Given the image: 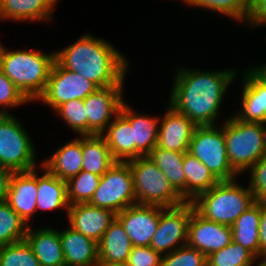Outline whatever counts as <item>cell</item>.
Listing matches in <instances>:
<instances>
[{
	"mask_svg": "<svg viewBox=\"0 0 266 266\" xmlns=\"http://www.w3.org/2000/svg\"><path fill=\"white\" fill-rule=\"evenodd\" d=\"M176 68L168 103L186 115L196 126L217 125L222 112L220 105L230 84L237 78V70L228 68L204 71L182 66Z\"/></svg>",
	"mask_w": 266,
	"mask_h": 266,
	"instance_id": "obj_1",
	"label": "cell"
},
{
	"mask_svg": "<svg viewBox=\"0 0 266 266\" xmlns=\"http://www.w3.org/2000/svg\"><path fill=\"white\" fill-rule=\"evenodd\" d=\"M55 60L65 69L83 75L100 88L125 86L129 61L107 40L86 33L74 43L55 50Z\"/></svg>",
	"mask_w": 266,
	"mask_h": 266,
	"instance_id": "obj_2",
	"label": "cell"
},
{
	"mask_svg": "<svg viewBox=\"0 0 266 266\" xmlns=\"http://www.w3.org/2000/svg\"><path fill=\"white\" fill-rule=\"evenodd\" d=\"M54 62L55 51L0 47L1 70L30 102H36L44 92Z\"/></svg>",
	"mask_w": 266,
	"mask_h": 266,
	"instance_id": "obj_3",
	"label": "cell"
},
{
	"mask_svg": "<svg viewBox=\"0 0 266 266\" xmlns=\"http://www.w3.org/2000/svg\"><path fill=\"white\" fill-rule=\"evenodd\" d=\"M235 180L219 181L210 190L198 195L191 202L195 211L209 221L232 226L255 202L249 184L245 188Z\"/></svg>",
	"mask_w": 266,
	"mask_h": 266,
	"instance_id": "obj_4",
	"label": "cell"
},
{
	"mask_svg": "<svg viewBox=\"0 0 266 266\" xmlns=\"http://www.w3.org/2000/svg\"><path fill=\"white\" fill-rule=\"evenodd\" d=\"M223 120L228 161L241 175L266 155V127L262 123L241 121L233 114Z\"/></svg>",
	"mask_w": 266,
	"mask_h": 266,
	"instance_id": "obj_5",
	"label": "cell"
},
{
	"mask_svg": "<svg viewBox=\"0 0 266 266\" xmlns=\"http://www.w3.org/2000/svg\"><path fill=\"white\" fill-rule=\"evenodd\" d=\"M128 163L133 175L136 204L172 208L185 203L148 156L138 157Z\"/></svg>",
	"mask_w": 266,
	"mask_h": 266,
	"instance_id": "obj_6",
	"label": "cell"
},
{
	"mask_svg": "<svg viewBox=\"0 0 266 266\" xmlns=\"http://www.w3.org/2000/svg\"><path fill=\"white\" fill-rule=\"evenodd\" d=\"M36 148L27 130L12 114H0V166L12 172L39 167Z\"/></svg>",
	"mask_w": 266,
	"mask_h": 266,
	"instance_id": "obj_7",
	"label": "cell"
},
{
	"mask_svg": "<svg viewBox=\"0 0 266 266\" xmlns=\"http://www.w3.org/2000/svg\"><path fill=\"white\" fill-rule=\"evenodd\" d=\"M188 152L200 160L218 181H229L239 176L228 161L224 121L218 127L197 126Z\"/></svg>",
	"mask_w": 266,
	"mask_h": 266,
	"instance_id": "obj_8",
	"label": "cell"
},
{
	"mask_svg": "<svg viewBox=\"0 0 266 266\" xmlns=\"http://www.w3.org/2000/svg\"><path fill=\"white\" fill-rule=\"evenodd\" d=\"M90 205L118 214L136 204L133 175L128 162L114 163L102 176Z\"/></svg>",
	"mask_w": 266,
	"mask_h": 266,
	"instance_id": "obj_9",
	"label": "cell"
},
{
	"mask_svg": "<svg viewBox=\"0 0 266 266\" xmlns=\"http://www.w3.org/2000/svg\"><path fill=\"white\" fill-rule=\"evenodd\" d=\"M100 87L83 75L63 68L56 60L44 92L36 101L47 104L53 111L64 102L81 99L96 92Z\"/></svg>",
	"mask_w": 266,
	"mask_h": 266,
	"instance_id": "obj_10",
	"label": "cell"
},
{
	"mask_svg": "<svg viewBox=\"0 0 266 266\" xmlns=\"http://www.w3.org/2000/svg\"><path fill=\"white\" fill-rule=\"evenodd\" d=\"M194 210L191 202L172 208L160 207V220L150 247L163 256L186 245L188 223Z\"/></svg>",
	"mask_w": 266,
	"mask_h": 266,
	"instance_id": "obj_11",
	"label": "cell"
},
{
	"mask_svg": "<svg viewBox=\"0 0 266 266\" xmlns=\"http://www.w3.org/2000/svg\"><path fill=\"white\" fill-rule=\"evenodd\" d=\"M124 86L99 88L84 100L87 135H101L119 113L124 102Z\"/></svg>",
	"mask_w": 266,
	"mask_h": 266,
	"instance_id": "obj_12",
	"label": "cell"
},
{
	"mask_svg": "<svg viewBox=\"0 0 266 266\" xmlns=\"http://www.w3.org/2000/svg\"><path fill=\"white\" fill-rule=\"evenodd\" d=\"M160 207L134 204L116 214L133 246H150L159 224Z\"/></svg>",
	"mask_w": 266,
	"mask_h": 266,
	"instance_id": "obj_13",
	"label": "cell"
},
{
	"mask_svg": "<svg viewBox=\"0 0 266 266\" xmlns=\"http://www.w3.org/2000/svg\"><path fill=\"white\" fill-rule=\"evenodd\" d=\"M233 241L231 226L209 221L192 212L188 223L187 245L206 256L219 251Z\"/></svg>",
	"mask_w": 266,
	"mask_h": 266,
	"instance_id": "obj_14",
	"label": "cell"
},
{
	"mask_svg": "<svg viewBox=\"0 0 266 266\" xmlns=\"http://www.w3.org/2000/svg\"><path fill=\"white\" fill-rule=\"evenodd\" d=\"M37 167L31 171L13 172L6 202L29 226V220L37 212Z\"/></svg>",
	"mask_w": 266,
	"mask_h": 266,
	"instance_id": "obj_15",
	"label": "cell"
},
{
	"mask_svg": "<svg viewBox=\"0 0 266 266\" xmlns=\"http://www.w3.org/2000/svg\"><path fill=\"white\" fill-rule=\"evenodd\" d=\"M115 219L116 213L113 211L89 203L69 205L67 211L69 227L97 243Z\"/></svg>",
	"mask_w": 266,
	"mask_h": 266,
	"instance_id": "obj_16",
	"label": "cell"
},
{
	"mask_svg": "<svg viewBox=\"0 0 266 266\" xmlns=\"http://www.w3.org/2000/svg\"><path fill=\"white\" fill-rule=\"evenodd\" d=\"M167 105L164 116L159 119L157 146L166 150L188 152L191 137L197 126L169 103Z\"/></svg>",
	"mask_w": 266,
	"mask_h": 266,
	"instance_id": "obj_17",
	"label": "cell"
},
{
	"mask_svg": "<svg viewBox=\"0 0 266 266\" xmlns=\"http://www.w3.org/2000/svg\"><path fill=\"white\" fill-rule=\"evenodd\" d=\"M241 80V108L234 116L244 122L266 123V85L248 69Z\"/></svg>",
	"mask_w": 266,
	"mask_h": 266,
	"instance_id": "obj_18",
	"label": "cell"
},
{
	"mask_svg": "<svg viewBox=\"0 0 266 266\" xmlns=\"http://www.w3.org/2000/svg\"><path fill=\"white\" fill-rule=\"evenodd\" d=\"M31 226L27 228L25 240L40 266H66L59 231L51 227L36 229Z\"/></svg>",
	"mask_w": 266,
	"mask_h": 266,
	"instance_id": "obj_19",
	"label": "cell"
},
{
	"mask_svg": "<svg viewBox=\"0 0 266 266\" xmlns=\"http://www.w3.org/2000/svg\"><path fill=\"white\" fill-rule=\"evenodd\" d=\"M119 112L130 122L135 141V159L147 156L157 146L159 133V116L136 112L126 101Z\"/></svg>",
	"mask_w": 266,
	"mask_h": 266,
	"instance_id": "obj_20",
	"label": "cell"
},
{
	"mask_svg": "<svg viewBox=\"0 0 266 266\" xmlns=\"http://www.w3.org/2000/svg\"><path fill=\"white\" fill-rule=\"evenodd\" d=\"M57 2L58 0H0V22L52 21Z\"/></svg>",
	"mask_w": 266,
	"mask_h": 266,
	"instance_id": "obj_21",
	"label": "cell"
},
{
	"mask_svg": "<svg viewBox=\"0 0 266 266\" xmlns=\"http://www.w3.org/2000/svg\"><path fill=\"white\" fill-rule=\"evenodd\" d=\"M98 248V266H125L133 244L117 218L104 232Z\"/></svg>",
	"mask_w": 266,
	"mask_h": 266,
	"instance_id": "obj_22",
	"label": "cell"
},
{
	"mask_svg": "<svg viewBox=\"0 0 266 266\" xmlns=\"http://www.w3.org/2000/svg\"><path fill=\"white\" fill-rule=\"evenodd\" d=\"M66 266H98V243L71 227L59 231Z\"/></svg>",
	"mask_w": 266,
	"mask_h": 266,
	"instance_id": "obj_23",
	"label": "cell"
},
{
	"mask_svg": "<svg viewBox=\"0 0 266 266\" xmlns=\"http://www.w3.org/2000/svg\"><path fill=\"white\" fill-rule=\"evenodd\" d=\"M82 136L73 138L70 142L57 148L41 165L54 176L67 182L82 171Z\"/></svg>",
	"mask_w": 266,
	"mask_h": 266,
	"instance_id": "obj_24",
	"label": "cell"
},
{
	"mask_svg": "<svg viewBox=\"0 0 266 266\" xmlns=\"http://www.w3.org/2000/svg\"><path fill=\"white\" fill-rule=\"evenodd\" d=\"M101 135L116 162H128L135 159L133 128L120 112Z\"/></svg>",
	"mask_w": 266,
	"mask_h": 266,
	"instance_id": "obj_25",
	"label": "cell"
},
{
	"mask_svg": "<svg viewBox=\"0 0 266 266\" xmlns=\"http://www.w3.org/2000/svg\"><path fill=\"white\" fill-rule=\"evenodd\" d=\"M41 169L44 173L39 176L37 174V212L40 211H55L59 209H69V203L67 200L66 182L60 178L54 176L45 167L41 165Z\"/></svg>",
	"mask_w": 266,
	"mask_h": 266,
	"instance_id": "obj_26",
	"label": "cell"
},
{
	"mask_svg": "<svg viewBox=\"0 0 266 266\" xmlns=\"http://www.w3.org/2000/svg\"><path fill=\"white\" fill-rule=\"evenodd\" d=\"M260 216L261 202L255 201L231 226L233 241L250 251L256 258L260 255Z\"/></svg>",
	"mask_w": 266,
	"mask_h": 266,
	"instance_id": "obj_27",
	"label": "cell"
},
{
	"mask_svg": "<svg viewBox=\"0 0 266 266\" xmlns=\"http://www.w3.org/2000/svg\"><path fill=\"white\" fill-rule=\"evenodd\" d=\"M185 202H192L198 195L210 190L219 181L209 169L190 152L184 153Z\"/></svg>",
	"mask_w": 266,
	"mask_h": 266,
	"instance_id": "obj_28",
	"label": "cell"
},
{
	"mask_svg": "<svg viewBox=\"0 0 266 266\" xmlns=\"http://www.w3.org/2000/svg\"><path fill=\"white\" fill-rule=\"evenodd\" d=\"M82 171L102 176L116 161L102 135L82 136Z\"/></svg>",
	"mask_w": 266,
	"mask_h": 266,
	"instance_id": "obj_29",
	"label": "cell"
},
{
	"mask_svg": "<svg viewBox=\"0 0 266 266\" xmlns=\"http://www.w3.org/2000/svg\"><path fill=\"white\" fill-rule=\"evenodd\" d=\"M184 153L155 146L147 156L164 173L171 186L185 201Z\"/></svg>",
	"mask_w": 266,
	"mask_h": 266,
	"instance_id": "obj_30",
	"label": "cell"
},
{
	"mask_svg": "<svg viewBox=\"0 0 266 266\" xmlns=\"http://www.w3.org/2000/svg\"><path fill=\"white\" fill-rule=\"evenodd\" d=\"M180 1V0H179ZM189 7H200L223 14L235 22L244 23L248 18L250 0H181Z\"/></svg>",
	"mask_w": 266,
	"mask_h": 266,
	"instance_id": "obj_31",
	"label": "cell"
},
{
	"mask_svg": "<svg viewBox=\"0 0 266 266\" xmlns=\"http://www.w3.org/2000/svg\"><path fill=\"white\" fill-rule=\"evenodd\" d=\"M27 228L25 221L6 201L0 202V246L25 240Z\"/></svg>",
	"mask_w": 266,
	"mask_h": 266,
	"instance_id": "obj_32",
	"label": "cell"
},
{
	"mask_svg": "<svg viewBox=\"0 0 266 266\" xmlns=\"http://www.w3.org/2000/svg\"><path fill=\"white\" fill-rule=\"evenodd\" d=\"M101 176L81 171L66 182L67 200L69 205L89 203L97 189Z\"/></svg>",
	"mask_w": 266,
	"mask_h": 266,
	"instance_id": "obj_33",
	"label": "cell"
},
{
	"mask_svg": "<svg viewBox=\"0 0 266 266\" xmlns=\"http://www.w3.org/2000/svg\"><path fill=\"white\" fill-rule=\"evenodd\" d=\"M256 260L250 251L232 241L226 247L208 255L207 266H254Z\"/></svg>",
	"mask_w": 266,
	"mask_h": 266,
	"instance_id": "obj_34",
	"label": "cell"
},
{
	"mask_svg": "<svg viewBox=\"0 0 266 266\" xmlns=\"http://www.w3.org/2000/svg\"><path fill=\"white\" fill-rule=\"evenodd\" d=\"M54 112L78 136L87 135V115L83 100L75 99L64 102Z\"/></svg>",
	"mask_w": 266,
	"mask_h": 266,
	"instance_id": "obj_35",
	"label": "cell"
},
{
	"mask_svg": "<svg viewBox=\"0 0 266 266\" xmlns=\"http://www.w3.org/2000/svg\"><path fill=\"white\" fill-rule=\"evenodd\" d=\"M0 266H40L26 240L0 246Z\"/></svg>",
	"mask_w": 266,
	"mask_h": 266,
	"instance_id": "obj_36",
	"label": "cell"
},
{
	"mask_svg": "<svg viewBox=\"0 0 266 266\" xmlns=\"http://www.w3.org/2000/svg\"><path fill=\"white\" fill-rule=\"evenodd\" d=\"M161 266H207V256L186 244L163 255Z\"/></svg>",
	"mask_w": 266,
	"mask_h": 266,
	"instance_id": "obj_37",
	"label": "cell"
},
{
	"mask_svg": "<svg viewBox=\"0 0 266 266\" xmlns=\"http://www.w3.org/2000/svg\"><path fill=\"white\" fill-rule=\"evenodd\" d=\"M29 102L0 68V114H11V111L8 112L9 108H16Z\"/></svg>",
	"mask_w": 266,
	"mask_h": 266,
	"instance_id": "obj_38",
	"label": "cell"
},
{
	"mask_svg": "<svg viewBox=\"0 0 266 266\" xmlns=\"http://www.w3.org/2000/svg\"><path fill=\"white\" fill-rule=\"evenodd\" d=\"M249 187L257 202L266 203V155L249 169Z\"/></svg>",
	"mask_w": 266,
	"mask_h": 266,
	"instance_id": "obj_39",
	"label": "cell"
},
{
	"mask_svg": "<svg viewBox=\"0 0 266 266\" xmlns=\"http://www.w3.org/2000/svg\"><path fill=\"white\" fill-rule=\"evenodd\" d=\"M162 255L150 246H133L125 266H161Z\"/></svg>",
	"mask_w": 266,
	"mask_h": 266,
	"instance_id": "obj_40",
	"label": "cell"
},
{
	"mask_svg": "<svg viewBox=\"0 0 266 266\" xmlns=\"http://www.w3.org/2000/svg\"><path fill=\"white\" fill-rule=\"evenodd\" d=\"M246 25L255 28L266 26V0H250Z\"/></svg>",
	"mask_w": 266,
	"mask_h": 266,
	"instance_id": "obj_41",
	"label": "cell"
},
{
	"mask_svg": "<svg viewBox=\"0 0 266 266\" xmlns=\"http://www.w3.org/2000/svg\"><path fill=\"white\" fill-rule=\"evenodd\" d=\"M12 175L10 169L0 166V202L6 201Z\"/></svg>",
	"mask_w": 266,
	"mask_h": 266,
	"instance_id": "obj_42",
	"label": "cell"
},
{
	"mask_svg": "<svg viewBox=\"0 0 266 266\" xmlns=\"http://www.w3.org/2000/svg\"><path fill=\"white\" fill-rule=\"evenodd\" d=\"M259 244H260V254L266 253V203H261Z\"/></svg>",
	"mask_w": 266,
	"mask_h": 266,
	"instance_id": "obj_43",
	"label": "cell"
},
{
	"mask_svg": "<svg viewBox=\"0 0 266 266\" xmlns=\"http://www.w3.org/2000/svg\"><path fill=\"white\" fill-rule=\"evenodd\" d=\"M261 83L266 85V63L247 68Z\"/></svg>",
	"mask_w": 266,
	"mask_h": 266,
	"instance_id": "obj_44",
	"label": "cell"
},
{
	"mask_svg": "<svg viewBox=\"0 0 266 266\" xmlns=\"http://www.w3.org/2000/svg\"><path fill=\"white\" fill-rule=\"evenodd\" d=\"M257 261H258L257 266H266V253L260 254L259 257L257 258Z\"/></svg>",
	"mask_w": 266,
	"mask_h": 266,
	"instance_id": "obj_45",
	"label": "cell"
}]
</instances>
